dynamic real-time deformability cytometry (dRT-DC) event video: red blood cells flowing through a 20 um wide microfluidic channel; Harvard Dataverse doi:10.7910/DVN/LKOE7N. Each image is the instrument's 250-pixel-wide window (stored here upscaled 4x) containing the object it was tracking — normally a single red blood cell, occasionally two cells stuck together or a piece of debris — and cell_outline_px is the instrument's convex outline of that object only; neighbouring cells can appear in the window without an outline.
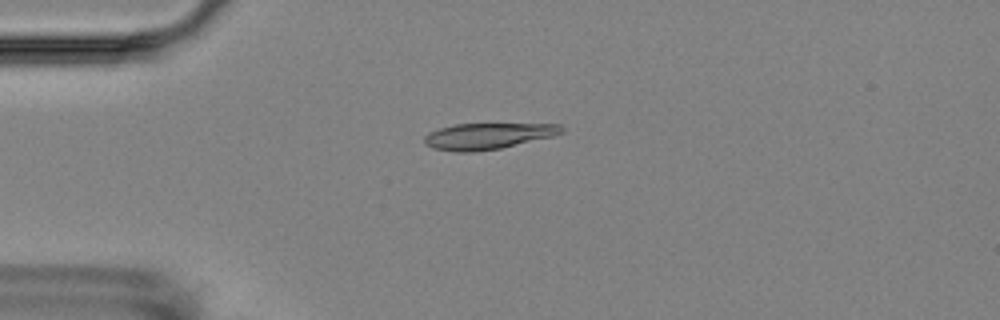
{"species": "Egyptian fruit bat (a non-hibernating species)", "species_latin": "Rousettus aegyptiacus", "temperature_condition": "room temperature", "stored_images_in_passage": 5, "camera_frame_rate_fps": 3000, "um_per_image_px": 0.085, "animal": {"sex": "female"}, "frame": {"image": 1, "passage_image": 4, "time_ms": 3.667, "image_size_px": [1000, 320], "cell_outline_px": [[564, 132], [552, 136], [500, 148], [472, 152], [456, 152], [432, 148], [424, 144], [424, 136], [428, 132], [440, 128], [456, 124], [560, 124], [564, 128]], "centroid_in_image_um": [41.42, 11.56], "position_along_channel_um": 43.6, "area_um2": 20.81}}